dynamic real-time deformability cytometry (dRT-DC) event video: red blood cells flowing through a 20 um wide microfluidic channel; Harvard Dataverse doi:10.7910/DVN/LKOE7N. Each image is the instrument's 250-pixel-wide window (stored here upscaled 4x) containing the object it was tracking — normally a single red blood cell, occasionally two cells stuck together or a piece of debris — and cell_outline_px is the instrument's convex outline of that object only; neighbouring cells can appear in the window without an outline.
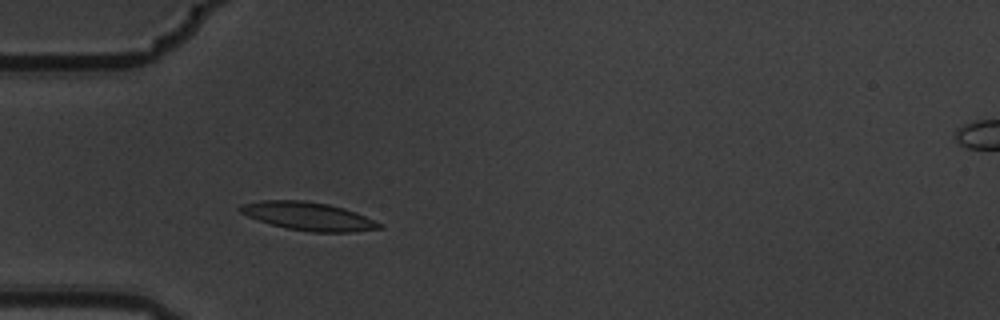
{"species": "common noctule bat (a hibernating species)", "species_latin": "Nyctalus noctula", "temperature_condition": "warm", "stored_images_in_passage": 3, "camera_frame_rate_fps": 3000, "um_per_image_px": 0.085, "animal": {"sex": "male", "body_mass_g": 19.5, "forearm_length_mm": 54.6}, "frame": {"image": 1, "passage_image": 3, "time_ms": 0.667, "image_size_px": [1000, 320], "cell_outline_px": [[384, 228], [348, 232], [312, 232], [288, 228], [272, 224], [248, 216], [240, 212], [236, 208], [244, 204], [260, 200], [304, 200], [328, 204], [344, 208], [356, 212], [384, 224]], "centroid_in_image_um": [26.25, 18.37], "position_along_channel_um": 58.8, "area_um2": 22.77}}